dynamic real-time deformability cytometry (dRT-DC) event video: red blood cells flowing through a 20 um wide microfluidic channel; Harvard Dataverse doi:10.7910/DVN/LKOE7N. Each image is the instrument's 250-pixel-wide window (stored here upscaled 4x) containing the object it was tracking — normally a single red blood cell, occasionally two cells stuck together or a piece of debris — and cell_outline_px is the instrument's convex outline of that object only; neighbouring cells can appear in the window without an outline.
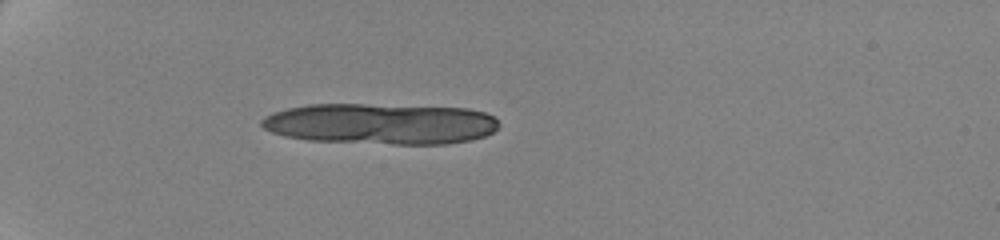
{"species": "human", "species_latin": "Homo sapiens", "temperature_condition": "cold", "stored_images_in_passage": 6, "camera_frame_rate_fps": 3000, "um_per_image_px": 0.085, "donor": {"sex": "female"}, "frame": {"image": 1, "passage_image": 1, "time_ms": 0.0, "image_size_px": [1000, 240], "cell_outline_px": [[500, 124], [492, 132], [484, 136], [472, 140], [448, 144], [392, 144], [308, 140], [284, 136], [272, 132], [264, 128], [260, 124], [260, 120], [264, 116], [272, 112], [288, 108], [308, 104], [364, 104], [468, 108], [484, 112], [492, 116]], "centroid_in_image_um": [32.33, 10.52], "position_along_channel_um": 52.7, "area_um2": 56.88}}